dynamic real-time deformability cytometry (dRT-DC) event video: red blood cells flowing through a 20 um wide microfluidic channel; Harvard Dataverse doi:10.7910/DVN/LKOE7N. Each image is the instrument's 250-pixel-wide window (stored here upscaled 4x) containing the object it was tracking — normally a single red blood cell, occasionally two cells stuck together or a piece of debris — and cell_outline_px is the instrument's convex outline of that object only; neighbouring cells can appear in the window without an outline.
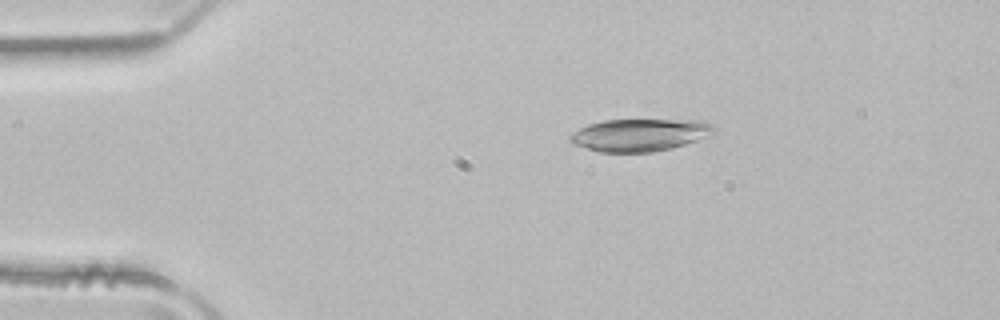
{"species": "common noctule bat (a hibernating species)", "species_latin": "Nyctalus noctula", "temperature_condition": "room temperature", "stored_images_in_passage": 43, "camera_frame_rate_fps": 3000, "um_per_image_px": 0.085, "animal": {"sex": "male", "body_mass_g": 21.5, "forearm_length_mm": 52.0}, "frame": {"image": 1, "passage_image": 2, "time_ms": 0.333, "image_size_px": [1000, 320], "cell_outline_px": [[716, 132], [712, 136], [672, 148], [652, 152], [596, 152], [572, 144], [568, 140], [568, 136], [580, 128], [588, 124], [604, 120], [704, 120], [712, 124], [716, 128]], "centroid_in_image_um": [54.4, 11.47], "position_along_channel_um": 30.6, "area_um2": 27.63}}
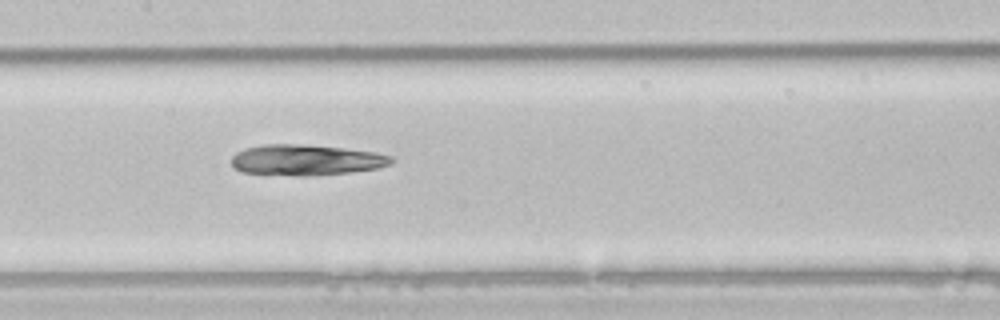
{"frame": {"image": 2, "passage_image": 17, "time_ms": 5.333, "image_size_px": [1000, 320], "cell_outline_px": [[396, 160], [392, 164], [376, 168], [348, 172], [308, 176], [296, 176], [240, 172], [232, 164], [232, 156], [236, 152], [244, 148], [264, 144], [300, 144], [344, 148], [376, 152], [392, 156]], "centroid_in_image_um": [26.02, 13.59], "position_along_channel_um": 181.4, "area_um2": 28.78}}
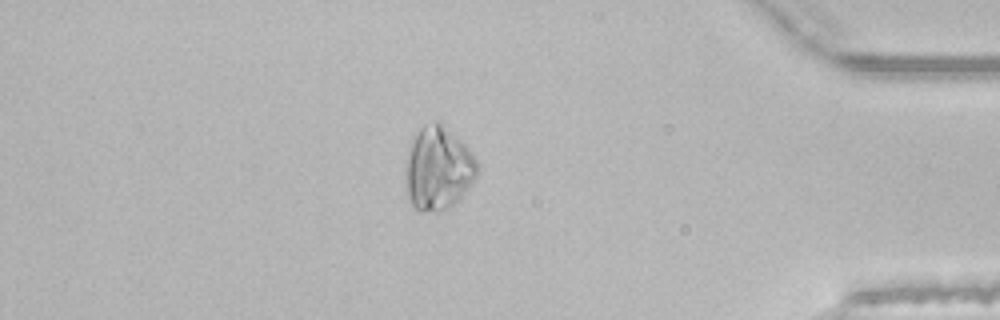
{"frame": {"image": 3, "passage_image": 36, "time_ms": 11.667, "image_size_px": [1000, 320], "cell_outline_px": [[480, 164], [476, 176], [472, 184], [448, 208], [436, 212], [416, 208], [408, 200], [404, 184], [404, 160], [412, 136], [424, 124], [436, 120], [440, 120], [472, 152]], "centroid_in_image_um": [37.19, 14.26], "position_along_channel_um": 398.0, "area_um2": 35.55}}